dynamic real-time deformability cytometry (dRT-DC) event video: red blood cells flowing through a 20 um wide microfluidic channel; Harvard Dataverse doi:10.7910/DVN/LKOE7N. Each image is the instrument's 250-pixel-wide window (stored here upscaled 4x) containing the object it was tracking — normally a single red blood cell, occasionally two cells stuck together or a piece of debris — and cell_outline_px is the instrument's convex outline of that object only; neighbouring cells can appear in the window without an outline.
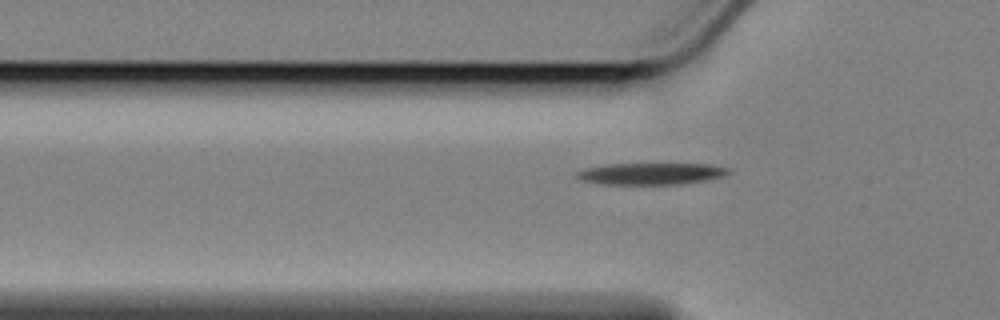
{"species": "Egyptian fruit bat (a non-hibernating species)", "species_latin": "Rousettus aegyptiacus", "temperature_condition": "cold", "stored_images_in_passage": 34, "camera_frame_rate_fps": 3000, "um_per_image_px": 0.085, "animal": {"sex": "female"}, "frame": {"image": 1, "passage_image": 2, "time_ms": 0.333, "image_size_px": [1000, 320], "cell_outline_px": [[732, 172], [724, 176], [704, 180], [680, 184], [604, 184], [580, 180], [576, 176], [576, 172], [584, 168], [604, 164], [712, 164], [732, 168]], "centroid_in_image_um": [55.37, 14.75], "position_along_channel_um": 70.4, "area_um2": 19.31}}
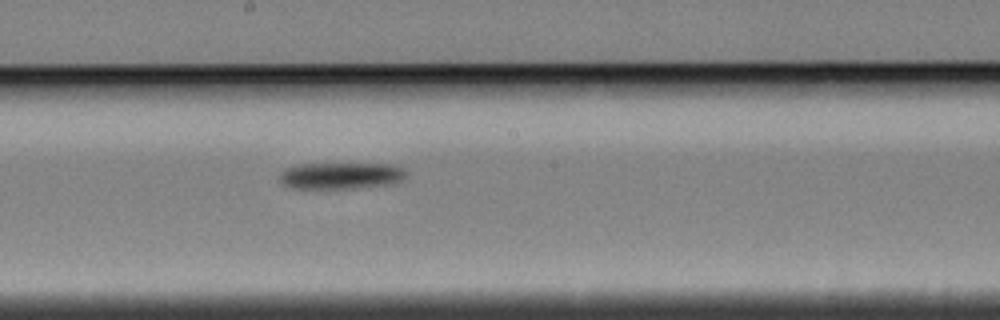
{"frame": {"image": 2, "passage_image": 15, "time_ms": 4.667, "image_size_px": [1000, 320], "cell_outline_px": [[404, 176], [400, 180], [388, 184], [352, 188], [292, 188], [284, 184], [280, 180], [280, 172], [284, 168], [296, 164], [392, 164], [404, 168]], "centroid_in_image_um": [28.91, 14.92], "position_along_channel_um": 219.3, "area_um2": 19.36}}
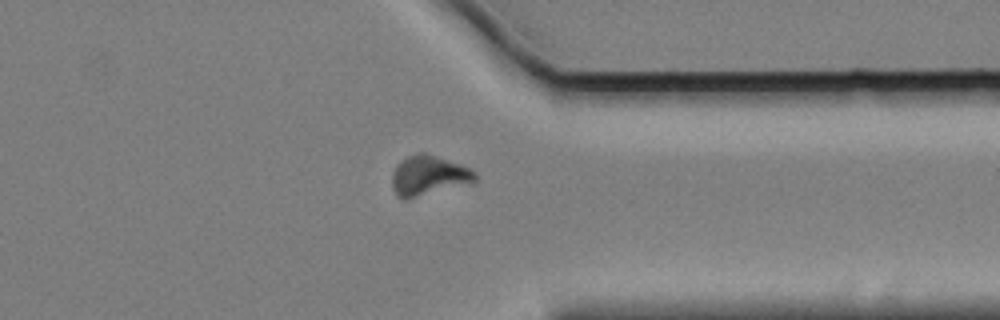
{"frame": {"image": 3, "passage_image": 29, "time_ms": 9.333, "image_size_px": [1000, 320], "cell_outline_px": [[476, 180], [408, 200], [404, 200], [396, 196], [392, 188], [392, 172], [396, 164], [400, 160], [416, 152], [424, 152], [460, 164], [476, 172]], "centroid_in_image_um": [36.34, 14.92], "position_along_channel_um": 375.1, "area_um2": 19.25}, "authors_computed_cell_mechanics": {"area_um2": 19.5364, "velocity_mm_per_s": 3.4142, "shape_relaxation_time_tau1_ms": 1.466, "shape_relaxation_time_tau2_ms": null, "deformation_change_tau1": 0.113, "deformation_change_tau2": null}}